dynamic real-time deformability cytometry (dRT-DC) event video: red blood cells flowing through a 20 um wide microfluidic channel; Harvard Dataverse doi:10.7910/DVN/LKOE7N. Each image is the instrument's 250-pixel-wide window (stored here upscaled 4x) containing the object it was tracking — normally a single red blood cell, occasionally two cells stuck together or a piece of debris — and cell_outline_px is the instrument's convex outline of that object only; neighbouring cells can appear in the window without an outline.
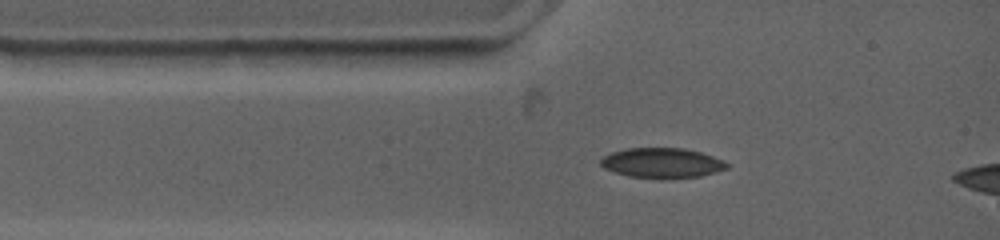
{"species": "common noctule bat (a hibernating species)", "species_latin": "Nyctalus noctula", "temperature_condition": "warm", "stored_images_in_passage": 7, "camera_frame_rate_fps": 4500, "um_per_image_px": 0.085, "animal": {"sex": "female", "body_mass_g": 19.0, "forearm_length_mm": 53.3}, "frame": {"image": 1, "passage_image": 1, "time_ms": 0.0, "image_size_px": [1000, 240], "cell_outline_px": [[728, 168], [716, 172], [700, 176], [672, 180], [664, 180], [628, 176], [604, 168], [600, 164], [600, 160], [604, 156], [612, 152], [628, 148], [684, 148], [700, 152], [724, 160], [728, 164]], "centroid_in_image_um": [56.29, 13.87], "position_along_channel_um": 28.7, "area_um2": 22.43}}
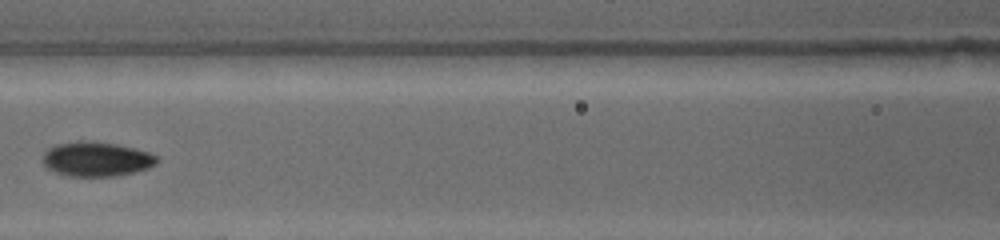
{"frame": {"image": 2, "passage_image": 4, "time_ms": 3.556, "image_size_px": [1000, 240], "cell_outline_px": [[156, 164], [148, 168], [136, 172], [116, 176], [68, 176], [56, 172], [48, 168], [44, 164], [44, 156], [56, 144], [116, 144], [148, 152], [156, 156]], "centroid_in_image_um": [8.27, 13.59], "position_along_channel_um": 158.3, "area_um2": 21.68}}
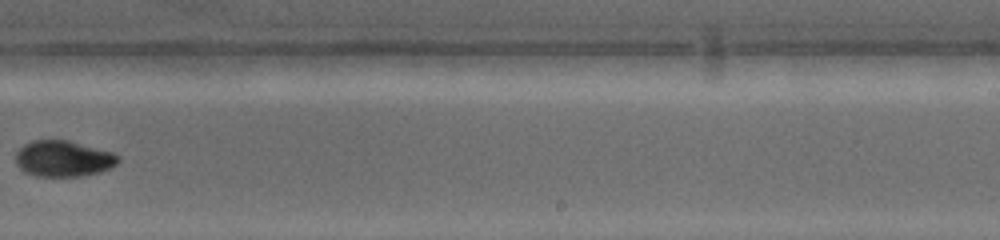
{"frame": {"image": 3, "passage_image": 7, "time_ms": 6.889, "image_size_px": [1000, 240], "cell_outline_px": [[120, 160], [116, 164], [100, 172], [84, 176], [36, 176], [24, 172], [16, 164], [16, 152], [24, 144], [32, 140], [68, 140], [112, 152], [120, 156]], "centroid_in_image_um": [5.37, 13.48], "position_along_channel_um": 283.6, "area_um2": 21.56}}